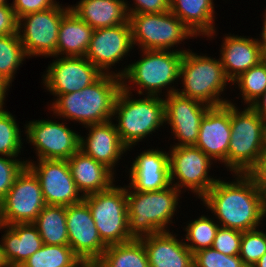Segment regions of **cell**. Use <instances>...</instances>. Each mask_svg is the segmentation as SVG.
I'll return each instance as SVG.
<instances>
[{"label": "cell", "mask_w": 266, "mask_h": 267, "mask_svg": "<svg viewBox=\"0 0 266 267\" xmlns=\"http://www.w3.org/2000/svg\"><path fill=\"white\" fill-rule=\"evenodd\" d=\"M133 48L128 21L113 27L95 29L84 57L102 73L116 75V72L111 70L112 66L123 61Z\"/></svg>", "instance_id": "17"}, {"label": "cell", "mask_w": 266, "mask_h": 267, "mask_svg": "<svg viewBox=\"0 0 266 267\" xmlns=\"http://www.w3.org/2000/svg\"><path fill=\"white\" fill-rule=\"evenodd\" d=\"M26 166V161L15 157L0 156V199L11 189L16 176Z\"/></svg>", "instance_id": "39"}, {"label": "cell", "mask_w": 266, "mask_h": 267, "mask_svg": "<svg viewBox=\"0 0 266 267\" xmlns=\"http://www.w3.org/2000/svg\"><path fill=\"white\" fill-rule=\"evenodd\" d=\"M132 96V92L121 89L112 118L118 123L115 126L127 151L165 126V104L161 96L144 95L139 99Z\"/></svg>", "instance_id": "5"}, {"label": "cell", "mask_w": 266, "mask_h": 267, "mask_svg": "<svg viewBox=\"0 0 266 267\" xmlns=\"http://www.w3.org/2000/svg\"><path fill=\"white\" fill-rule=\"evenodd\" d=\"M197 54L190 49L183 53L179 75L183 88L178 89L177 93L210 107L230 103L231 100L221 96L231 81L225 75L220 57L215 59Z\"/></svg>", "instance_id": "6"}, {"label": "cell", "mask_w": 266, "mask_h": 267, "mask_svg": "<svg viewBox=\"0 0 266 267\" xmlns=\"http://www.w3.org/2000/svg\"><path fill=\"white\" fill-rule=\"evenodd\" d=\"M253 267H266V253L257 261Z\"/></svg>", "instance_id": "48"}, {"label": "cell", "mask_w": 266, "mask_h": 267, "mask_svg": "<svg viewBox=\"0 0 266 267\" xmlns=\"http://www.w3.org/2000/svg\"><path fill=\"white\" fill-rule=\"evenodd\" d=\"M264 19H263V26L261 31V37L257 38V42L261 48L262 56L264 59H266V9L264 13Z\"/></svg>", "instance_id": "45"}, {"label": "cell", "mask_w": 266, "mask_h": 267, "mask_svg": "<svg viewBox=\"0 0 266 267\" xmlns=\"http://www.w3.org/2000/svg\"><path fill=\"white\" fill-rule=\"evenodd\" d=\"M69 246L81 260L97 261L107 245L101 240L88 205L82 201L66 207Z\"/></svg>", "instance_id": "18"}, {"label": "cell", "mask_w": 266, "mask_h": 267, "mask_svg": "<svg viewBox=\"0 0 266 267\" xmlns=\"http://www.w3.org/2000/svg\"><path fill=\"white\" fill-rule=\"evenodd\" d=\"M168 153L171 185L180 192L188 188L201 199L218 180L209 175L215 162L196 146L171 147Z\"/></svg>", "instance_id": "11"}, {"label": "cell", "mask_w": 266, "mask_h": 267, "mask_svg": "<svg viewBox=\"0 0 266 267\" xmlns=\"http://www.w3.org/2000/svg\"><path fill=\"white\" fill-rule=\"evenodd\" d=\"M74 267H99L97 261L93 260H81Z\"/></svg>", "instance_id": "47"}, {"label": "cell", "mask_w": 266, "mask_h": 267, "mask_svg": "<svg viewBox=\"0 0 266 267\" xmlns=\"http://www.w3.org/2000/svg\"><path fill=\"white\" fill-rule=\"evenodd\" d=\"M10 88V85L5 81L3 80L1 77H0V109H3V107H5V102L6 101V95H8V90Z\"/></svg>", "instance_id": "46"}, {"label": "cell", "mask_w": 266, "mask_h": 267, "mask_svg": "<svg viewBox=\"0 0 266 267\" xmlns=\"http://www.w3.org/2000/svg\"><path fill=\"white\" fill-rule=\"evenodd\" d=\"M122 89L121 77L103 73L94 83L72 93L58 95L48 110L63 120L82 126L112 120L116 98Z\"/></svg>", "instance_id": "2"}, {"label": "cell", "mask_w": 266, "mask_h": 267, "mask_svg": "<svg viewBox=\"0 0 266 267\" xmlns=\"http://www.w3.org/2000/svg\"><path fill=\"white\" fill-rule=\"evenodd\" d=\"M266 253V232L259 228L244 231L241 239L239 257L246 267H253Z\"/></svg>", "instance_id": "36"}, {"label": "cell", "mask_w": 266, "mask_h": 267, "mask_svg": "<svg viewBox=\"0 0 266 267\" xmlns=\"http://www.w3.org/2000/svg\"><path fill=\"white\" fill-rule=\"evenodd\" d=\"M4 225L34 223L46 206L35 174L25 166L16 176L11 189L2 200Z\"/></svg>", "instance_id": "13"}, {"label": "cell", "mask_w": 266, "mask_h": 267, "mask_svg": "<svg viewBox=\"0 0 266 267\" xmlns=\"http://www.w3.org/2000/svg\"><path fill=\"white\" fill-rule=\"evenodd\" d=\"M128 174V186L134 191H158L169 187V153L158 148L142 151L133 159Z\"/></svg>", "instance_id": "20"}, {"label": "cell", "mask_w": 266, "mask_h": 267, "mask_svg": "<svg viewBox=\"0 0 266 267\" xmlns=\"http://www.w3.org/2000/svg\"><path fill=\"white\" fill-rule=\"evenodd\" d=\"M88 129V136H81L79 149L94 160L102 163L113 173L115 166L127 147L122 143L115 123L112 120L85 126Z\"/></svg>", "instance_id": "21"}, {"label": "cell", "mask_w": 266, "mask_h": 267, "mask_svg": "<svg viewBox=\"0 0 266 267\" xmlns=\"http://www.w3.org/2000/svg\"><path fill=\"white\" fill-rule=\"evenodd\" d=\"M139 51H142L140 52L142 53L141 59L132 62L118 72L115 70L116 75L121 77L122 89L131 93L132 90L137 88V94L148 96L161 95L163 97L164 95L161 94L163 89H167L165 96L177 93L178 88L174 87V82L179 80L180 64L183 53L187 50L179 48V50L174 49L173 51Z\"/></svg>", "instance_id": "3"}, {"label": "cell", "mask_w": 266, "mask_h": 267, "mask_svg": "<svg viewBox=\"0 0 266 267\" xmlns=\"http://www.w3.org/2000/svg\"><path fill=\"white\" fill-rule=\"evenodd\" d=\"M176 233L167 231L139 238L146 249L150 267H194L193 253Z\"/></svg>", "instance_id": "23"}, {"label": "cell", "mask_w": 266, "mask_h": 267, "mask_svg": "<svg viewBox=\"0 0 266 267\" xmlns=\"http://www.w3.org/2000/svg\"><path fill=\"white\" fill-rule=\"evenodd\" d=\"M4 225L3 221V206H2V200L0 199V228Z\"/></svg>", "instance_id": "50"}, {"label": "cell", "mask_w": 266, "mask_h": 267, "mask_svg": "<svg viewBox=\"0 0 266 267\" xmlns=\"http://www.w3.org/2000/svg\"><path fill=\"white\" fill-rule=\"evenodd\" d=\"M212 219L214 220V217L209 218L208 215H201L184 226L186 234L183 240L193 254L212 246L219 228L218 222L216 223V220L213 221Z\"/></svg>", "instance_id": "33"}, {"label": "cell", "mask_w": 266, "mask_h": 267, "mask_svg": "<svg viewBox=\"0 0 266 267\" xmlns=\"http://www.w3.org/2000/svg\"><path fill=\"white\" fill-rule=\"evenodd\" d=\"M42 76L45 89L53 96L81 91L103 73L85 57L55 56Z\"/></svg>", "instance_id": "15"}, {"label": "cell", "mask_w": 266, "mask_h": 267, "mask_svg": "<svg viewBox=\"0 0 266 267\" xmlns=\"http://www.w3.org/2000/svg\"><path fill=\"white\" fill-rule=\"evenodd\" d=\"M70 9L94 30L127 23L124 0H80Z\"/></svg>", "instance_id": "27"}, {"label": "cell", "mask_w": 266, "mask_h": 267, "mask_svg": "<svg viewBox=\"0 0 266 267\" xmlns=\"http://www.w3.org/2000/svg\"><path fill=\"white\" fill-rule=\"evenodd\" d=\"M101 240L108 246L134 239L128 230L126 185L84 196Z\"/></svg>", "instance_id": "8"}, {"label": "cell", "mask_w": 266, "mask_h": 267, "mask_svg": "<svg viewBox=\"0 0 266 267\" xmlns=\"http://www.w3.org/2000/svg\"><path fill=\"white\" fill-rule=\"evenodd\" d=\"M133 1L134 2L131 5L128 4V1L124 0L128 15L164 13L170 10V0H133Z\"/></svg>", "instance_id": "40"}, {"label": "cell", "mask_w": 266, "mask_h": 267, "mask_svg": "<svg viewBox=\"0 0 266 267\" xmlns=\"http://www.w3.org/2000/svg\"><path fill=\"white\" fill-rule=\"evenodd\" d=\"M16 120L10 111L0 109V155L2 156L17 158L21 155L23 131Z\"/></svg>", "instance_id": "35"}, {"label": "cell", "mask_w": 266, "mask_h": 267, "mask_svg": "<svg viewBox=\"0 0 266 267\" xmlns=\"http://www.w3.org/2000/svg\"><path fill=\"white\" fill-rule=\"evenodd\" d=\"M235 105L230 101L231 140L227 169L231 174H246L266 146V122L250 106L240 110Z\"/></svg>", "instance_id": "7"}, {"label": "cell", "mask_w": 266, "mask_h": 267, "mask_svg": "<svg viewBox=\"0 0 266 267\" xmlns=\"http://www.w3.org/2000/svg\"><path fill=\"white\" fill-rule=\"evenodd\" d=\"M58 2L56 0H13L12 9L16 17H20L53 8Z\"/></svg>", "instance_id": "41"}, {"label": "cell", "mask_w": 266, "mask_h": 267, "mask_svg": "<svg viewBox=\"0 0 266 267\" xmlns=\"http://www.w3.org/2000/svg\"><path fill=\"white\" fill-rule=\"evenodd\" d=\"M24 126L26 142L35 148L37 160H68L79 150L80 134L64 122L40 119Z\"/></svg>", "instance_id": "12"}, {"label": "cell", "mask_w": 266, "mask_h": 267, "mask_svg": "<svg viewBox=\"0 0 266 267\" xmlns=\"http://www.w3.org/2000/svg\"><path fill=\"white\" fill-rule=\"evenodd\" d=\"M97 263L99 267H150L144 244L136 238L108 245Z\"/></svg>", "instance_id": "29"}, {"label": "cell", "mask_w": 266, "mask_h": 267, "mask_svg": "<svg viewBox=\"0 0 266 267\" xmlns=\"http://www.w3.org/2000/svg\"><path fill=\"white\" fill-rule=\"evenodd\" d=\"M132 43L140 50H172L182 41L197 38L170 10L154 14H130Z\"/></svg>", "instance_id": "9"}, {"label": "cell", "mask_w": 266, "mask_h": 267, "mask_svg": "<svg viewBox=\"0 0 266 267\" xmlns=\"http://www.w3.org/2000/svg\"><path fill=\"white\" fill-rule=\"evenodd\" d=\"M194 267H246L239 255H225L209 247L193 254Z\"/></svg>", "instance_id": "37"}, {"label": "cell", "mask_w": 266, "mask_h": 267, "mask_svg": "<svg viewBox=\"0 0 266 267\" xmlns=\"http://www.w3.org/2000/svg\"><path fill=\"white\" fill-rule=\"evenodd\" d=\"M18 33V18L12 9L11 3L0 5V36Z\"/></svg>", "instance_id": "43"}, {"label": "cell", "mask_w": 266, "mask_h": 267, "mask_svg": "<svg viewBox=\"0 0 266 267\" xmlns=\"http://www.w3.org/2000/svg\"><path fill=\"white\" fill-rule=\"evenodd\" d=\"M243 232L219 226L212 248L225 255H239Z\"/></svg>", "instance_id": "38"}, {"label": "cell", "mask_w": 266, "mask_h": 267, "mask_svg": "<svg viewBox=\"0 0 266 267\" xmlns=\"http://www.w3.org/2000/svg\"><path fill=\"white\" fill-rule=\"evenodd\" d=\"M181 192L170 185L158 191L140 192L126 186L128 230L133 238L170 231L169 225L180 207ZM178 206V207H177Z\"/></svg>", "instance_id": "4"}, {"label": "cell", "mask_w": 266, "mask_h": 267, "mask_svg": "<svg viewBox=\"0 0 266 267\" xmlns=\"http://www.w3.org/2000/svg\"><path fill=\"white\" fill-rule=\"evenodd\" d=\"M0 267H8V265L4 259V256H3L1 243H0Z\"/></svg>", "instance_id": "49"}, {"label": "cell", "mask_w": 266, "mask_h": 267, "mask_svg": "<svg viewBox=\"0 0 266 267\" xmlns=\"http://www.w3.org/2000/svg\"><path fill=\"white\" fill-rule=\"evenodd\" d=\"M220 48V60L231 83L242 73L264 60L256 38L225 34Z\"/></svg>", "instance_id": "22"}, {"label": "cell", "mask_w": 266, "mask_h": 267, "mask_svg": "<svg viewBox=\"0 0 266 267\" xmlns=\"http://www.w3.org/2000/svg\"><path fill=\"white\" fill-rule=\"evenodd\" d=\"M10 4L7 2V0H0V5Z\"/></svg>", "instance_id": "51"}, {"label": "cell", "mask_w": 266, "mask_h": 267, "mask_svg": "<svg viewBox=\"0 0 266 267\" xmlns=\"http://www.w3.org/2000/svg\"><path fill=\"white\" fill-rule=\"evenodd\" d=\"M213 0H170V11L182 21L196 37L207 40L217 36Z\"/></svg>", "instance_id": "26"}, {"label": "cell", "mask_w": 266, "mask_h": 267, "mask_svg": "<svg viewBox=\"0 0 266 267\" xmlns=\"http://www.w3.org/2000/svg\"><path fill=\"white\" fill-rule=\"evenodd\" d=\"M238 85L243 105L251 106L266 90V59L236 78L231 86Z\"/></svg>", "instance_id": "34"}, {"label": "cell", "mask_w": 266, "mask_h": 267, "mask_svg": "<svg viewBox=\"0 0 266 267\" xmlns=\"http://www.w3.org/2000/svg\"><path fill=\"white\" fill-rule=\"evenodd\" d=\"M80 261L69 245L43 244L20 267H74Z\"/></svg>", "instance_id": "31"}, {"label": "cell", "mask_w": 266, "mask_h": 267, "mask_svg": "<svg viewBox=\"0 0 266 267\" xmlns=\"http://www.w3.org/2000/svg\"><path fill=\"white\" fill-rule=\"evenodd\" d=\"M25 161L39 180L46 205L67 207L84 200L72 178L67 160Z\"/></svg>", "instance_id": "14"}, {"label": "cell", "mask_w": 266, "mask_h": 267, "mask_svg": "<svg viewBox=\"0 0 266 267\" xmlns=\"http://www.w3.org/2000/svg\"><path fill=\"white\" fill-rule=\"evenodd\" d=\"M231 140L230 103L210 107L201 120L195 146L212 161L227 168L228 146Z\"/></svg>", "instance_id": "19"}, {"label": "cell", "mask_w": 266, "mask_h": 267, "mask_svg": "<svg viewBox=\"0 0 266 267\" xmlns=\"http://www.w3.org/2000/svg\"><path fill=\"white\" fill-rule=\"evenodd\" d=\"M250 107L266 122V90Z\"/></svg>", "instance_id": "44"}, {"label": "cell", "mask_w": 266, "mask_h": 267, "mask_svg": "<svg viewBox=\"0 0 266 267\" xmlns=\"http://www.w3.org/2000/svg\"><path fill=\"white\" fill-rule=\"evenodd\" d=\"M70 6L59 2L51 9L24 15L18 19V35L28 58L55 57L59 27Z\"/></svg>", "instance_id": "10"}, {"label": "cell", "mask_w": 266, "mask_h": 267, "mask_svg": "<svg viewBox=\"0 0 266 267\" xmlns=\"http://www.w3.org/2000/svg\"><path fill=\"white\" fill-rule=\"evenodd\" d=\"M28 58L19 35L0 36V77L10 86L19 66Z\"/></svg>", "instance_id": "32"}, {"label": "cell", "mask_w": 266, "mask_h": 267, "mask_svg": "<svg viewBox=\"0 0 266 267\" xmlns=\"http://www.w3.org/2000/svg\"><path fill=\"white\" fill-rule=\"evenodd\" d=\"M67 161L72 178L83 196L105 191L116 182L115 173L80 149Z\"/></svg>", "instance_id": "25"}, {"label": "cell", "mask_w": 266, "mask_h": 267, "mask_svg": "<svg viewBox=\"0 0 266 267\" xmlns=\"http://www.w3.org/2000/svg\"><path fill=\"white\" fill-rule=\"evenodd\" d=\"M33 224L43 244L69 245L65 206L46 205Z\"/></svg>", "instance_id": "30"}, {"label": "cell", "mask_w": 266, "mask_h": 267, "mask_svg": "<svg viewBox=\"0 0 266 267\" xmlns=\"http://www.w3.org/2000/svg\"><path fill=\"white\" fill-rule=\"evenodd\" d=\"M1 229L5 230L0 243L8 267H20L43 246V240L33 223L3 225Z\"/></svg>", "instance_id": "24"}, {"label": "cell", "mask_w": 266, "mask_h": 267, "mask_svg": "<svg viewBox=\"0 0 266 267\" xmlns=\"http://www.w3.org/2000/svg\"><path fill=\"white\" fill-rule=\"evenodd\" d=\"M246 175L266 198V146L256 163L246 172Z\"/></svg>", "instance_id": "42"}, {"label": "cell", "mask_w": 266, "mask_h": 267, "mask_svg": "<svg viewBox=\"0 0 266 267\" xmlns=\"http://www.w3.org/2000/svg\"><path fill=\"white\" fill-rule=\"evenodd\" d=\"M164 97L165 125H170L172 136H175L174 140H178L175 145H170V147L195 146L201 120L210 106L178 93L168 94Z\"/></svg>", "instance_id": "16"}, {"label": "cell", "mask_w": 266, "mask_h": 267, "mask_svg": "<svg viewBox=\"0 0 266 267\" xmlns=\"http://www.w3.org/2000/svg\"><path fill=\"white\" fill-rule=\"evenodd\" d=\"M233 176L234 181L218 178L200 201L219 226L242 232L259 228L266 217V198L246 174Z\"/></svg>", "instance_id": "1"}, {"label": "cell", "mask_w": 266, "mask_h": 267, "mask_svg": "<svg viewBox=\"0 0 266 267\" xmlns=\"http://www.w3.org/2000/svg\"><path fill=\"white\" fill-rule=\"evenodd\" d=\"M94 29L71 9L62 17L59 27L56 56L84 57Z\"/></svg>", "instance_id": "28"}]
</instances>
